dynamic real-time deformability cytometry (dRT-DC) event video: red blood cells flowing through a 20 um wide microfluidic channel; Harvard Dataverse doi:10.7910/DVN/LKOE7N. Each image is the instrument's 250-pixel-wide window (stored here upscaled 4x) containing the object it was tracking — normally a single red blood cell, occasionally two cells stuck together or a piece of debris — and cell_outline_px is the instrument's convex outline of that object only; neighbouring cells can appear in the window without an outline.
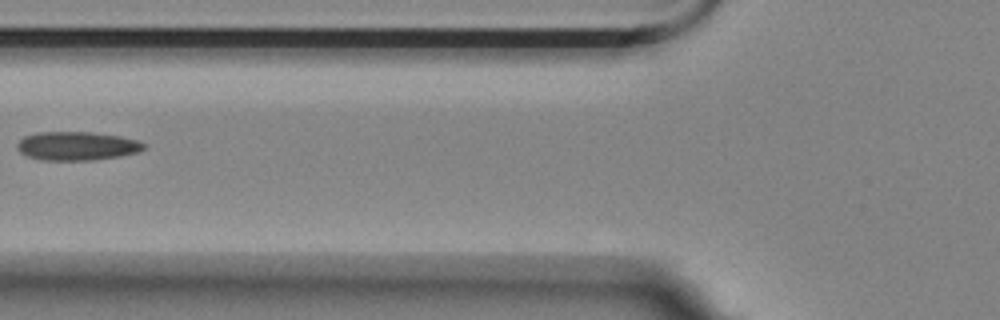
{"species": "Egyptian fruit bat (a non-hibernating species)", "species_latin": "Rousettus aegyptiacus", "temperature_condition": "room temperature", "stored_images_in_passage": 5, "camera_frame_rate_fps": 3000, "um_per_image_px": 0.085, "animal": {"sex": "female"}, "frame": {"image": 1, "passage_image": 4, "time_ms": 3.333, "image_size_px": [1000, 320], "cell_outline_px": [[144, 148], [136, 152], [120, 156], [96, 160], [40, 160], [28, 156], [20, 152], [16, 148], [16, 144], [24, 136], [36, 132], [92, 132], [120, 136], [136, 140], [144, 144]], "centroid_in_image_um": [6.49, 12.41], "position_along_channel_um": 119.3, "area_um2": 21.15}}
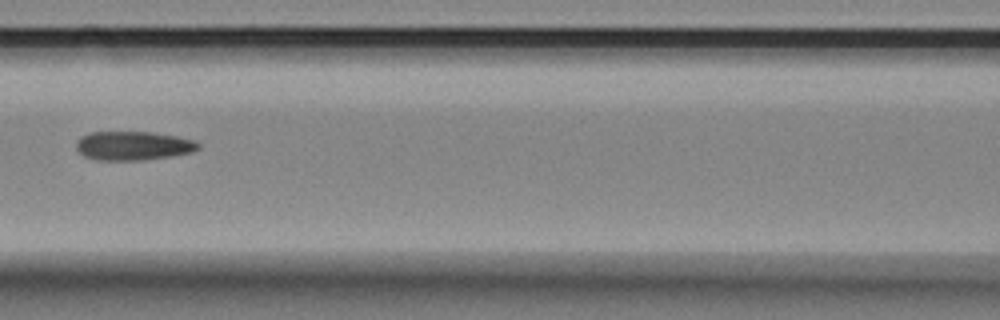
{"frame": {"image": 2, "passage_image": 5, "time_ms": 4.333, "image_size_px": [1000, 320], "cell_outline_px": [[200, 148], [192, 152], [172, 156], [144, 160], [96, 160], [84, 156], [76, 148], [76, 140], [80, 136], [92, 132], [152, 132], [176, 136], [196, 140], [200, 144]], "centroid_in_image_um": [11.33, 12.39], "position_along_channel_um": 155.3, "area_um2": 20.75}}